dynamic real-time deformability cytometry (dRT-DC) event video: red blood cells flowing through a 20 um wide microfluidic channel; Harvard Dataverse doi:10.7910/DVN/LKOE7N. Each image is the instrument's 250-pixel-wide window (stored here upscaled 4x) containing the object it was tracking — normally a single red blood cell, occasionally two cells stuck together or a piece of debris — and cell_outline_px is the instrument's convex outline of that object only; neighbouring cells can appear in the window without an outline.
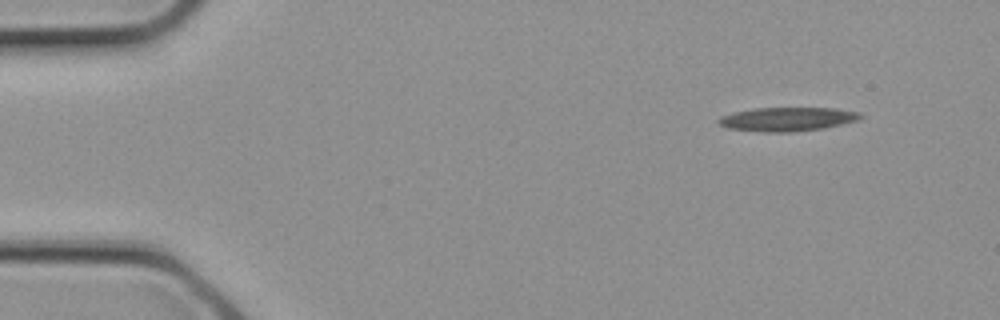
{"species": "common noctule bat (a hibernating species)", "species_latin": "Nyctalus noctula", "temperature_condition": "cold", "stored_images_in_passage": 4, "segment_of_instrument_passage": [2, 2], "camera_frame_rate_fps": 3000, "um_per_image_px": 0.085, "animal": {"sex": "female", "body_mass_g": 21.9}, "frame": {"image": 1, "passage_image": 4, "time_ms": 1.0, "image_size_px": [1000, 320], "cell_outline_px": [[864, 116], [860, 120], [820, 128], [792, 132], [764, 132], [728, 128], [720, 124], [716, 120], [720, 116], [732, 112], [756, 108], [836, 108], [860, 112]], "centroid_in_image_um": [66.92, 10.12], "position_along_channel_um": 18.1, "area_um2": 19.71}}